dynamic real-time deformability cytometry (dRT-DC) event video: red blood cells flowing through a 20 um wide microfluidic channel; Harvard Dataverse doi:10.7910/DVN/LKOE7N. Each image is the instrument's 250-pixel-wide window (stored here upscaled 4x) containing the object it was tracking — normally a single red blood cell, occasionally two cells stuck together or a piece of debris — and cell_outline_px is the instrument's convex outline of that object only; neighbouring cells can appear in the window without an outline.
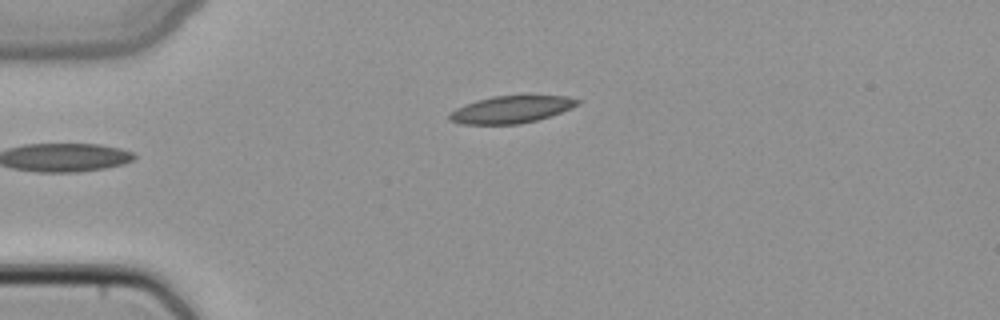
{"species": "common noctule bat (a hibernating species)", "species_latin": "Nyctalus noctula", "temperature_condition": "cold", "stored_images_in_passage": 4, "camera_frame_rate_fps": 3000, "um_per_image_px": 0.085, "animal": {"sex": "female", "body_mass_g": 22.7, "forearm_length_mm": 54.2}, "frame": {"image": 1, "passage_image": 4, "time_ms": 1.0, "image_size_px": [1000, 320], "cell_outline_px": [[580, 104], [572, 108], [536, 120], [520, 124], [460, 124], [448, 120], [448, 116], [456, 108], [464, 104], [476, 100], [492, 96], [568, 96], [580, 100]], "centroid_in_image_um": [43.43, 9.3], "position_along_channel_um": 41.6, "area_um2": 20.23}}